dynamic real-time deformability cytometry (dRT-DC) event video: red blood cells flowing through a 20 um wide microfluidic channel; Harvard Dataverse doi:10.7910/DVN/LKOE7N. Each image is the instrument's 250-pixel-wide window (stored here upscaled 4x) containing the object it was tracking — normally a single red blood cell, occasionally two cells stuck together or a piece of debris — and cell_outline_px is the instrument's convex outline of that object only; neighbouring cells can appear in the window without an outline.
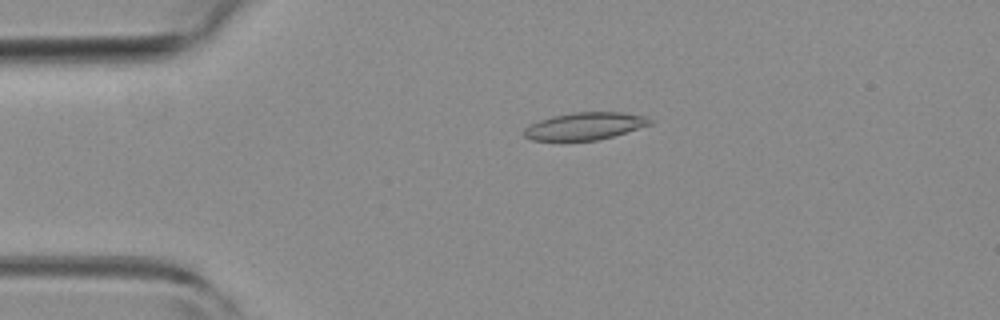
{"species": "common noctule bat (a hibernating species)", "species_latin": "Nyctalus noctula", "temperature_condition": "room temperature", "stored_images_in_passage": 52, "camera_frame_rate_fps": 3000, "um_per_image_px": 0.085, "animal": {"sex": "female", "body_mass_g": 19.3, "forearm_length_mm": 54.1}, "frame": {"image": 1, "passage_image": 11, "time_ms": 3.333, "image_size_px": [1000, 320], "cell_outline_px": [[652, 124], [612, 136], [596, 140], [532, 140], [524, 136], [524, 128], [528, 124], [552, 116], [576, 112], [624, 112], [648, 116], [652, 120]], "centroid_in_image_um": [49.72, 10.7], "position_along_channel_um": 35.3, "area_um2": 20.0}}
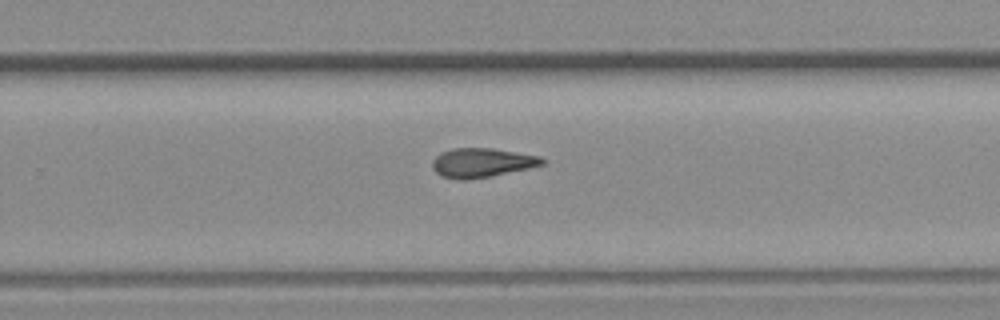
{"frame": {"image": 2, "passage_image": 33, "time_ms": 10.667, "image_size_px": [1000, 320], "cell_outline_px": [[544, 164], [528, 168], [488, 176], [464, 180], [440, 176], [432, 168], [432, 160], [440, 152], [452, 148], [492, 148], [540, 156], [544, 160]], "centroid_in_image_um": [40.91, 13.81], "position_along_channel_um": 288.9, "area_um2": 18.5}}
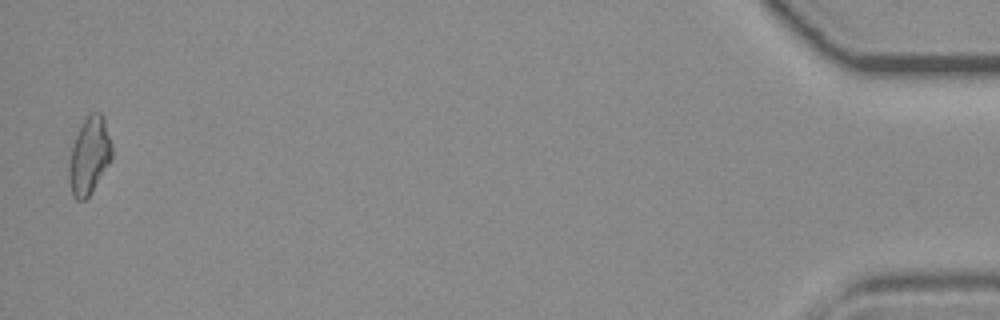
{"frame": {"image": 3, "passage_image": 51, "time_ms": 16.667, "image_size_px": [1000, 320], "cell_outline_px": [[112, 156], [108, 164], [88, 196], [84, 200], [76, 200], [72, 192], [68, 180], [68, 164], [72, 148], [76, 136], [84, 116], [92, 112], [100, 112], [104, 116], [112, 148]], "centroid_in_image_um": [7.57, 13.19], "position_along_channel_um": 427.6, "area_um2": 19.07}, "authors_computed_cell_mechanics": {"area_um2": 18.8428, "velocity_mm_per_s": 3.9643, "shape_relaxation_time_tau1_ms": null, "shape_relaxation_time_tau2_ms": 5.8904, "deformation_change_tau1": null, "deformation_change_tau2": 0.1618}}